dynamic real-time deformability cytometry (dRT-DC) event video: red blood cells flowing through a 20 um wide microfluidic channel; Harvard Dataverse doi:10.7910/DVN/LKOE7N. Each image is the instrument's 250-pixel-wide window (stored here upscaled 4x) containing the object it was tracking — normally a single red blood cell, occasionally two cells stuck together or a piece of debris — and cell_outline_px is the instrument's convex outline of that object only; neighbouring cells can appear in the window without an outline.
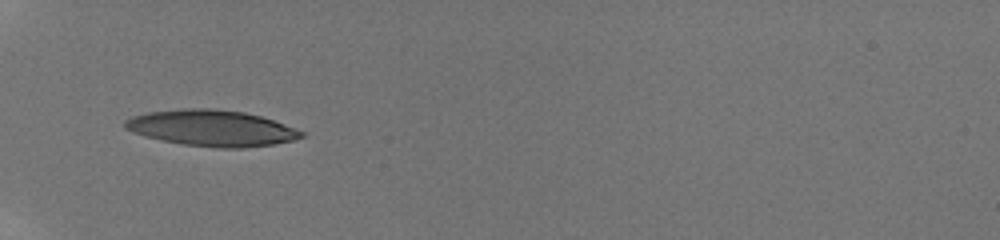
{"species": "human", "species_latin": "Homo sapiens", "temperature_condition": "room temperature", "stored_images_in_passage": 34, "camera_frame_rate_fps": 3000, "um_per_image_px": 0.085, "donor": {"sex": "male"}, "frame": {"image": 1, "passage_image": 1, "time_ms": 0.0, "image_size_px": [1000, 240], "cell_outline_px": [[304, 136], [292, 140], [272, 144], [244, 148], [216, 148], [184, 144], [144, 136], [124, 128], [124, 120], [132, 116], [148, 112], [180, 108], [212, 108], [244, 112], [260, 116], [284, 124], [304, 132]], "centroid_in_image_um": [17.96, 10.88], "position_along_channel_um": 67.0, "area_um2": 36.93}}
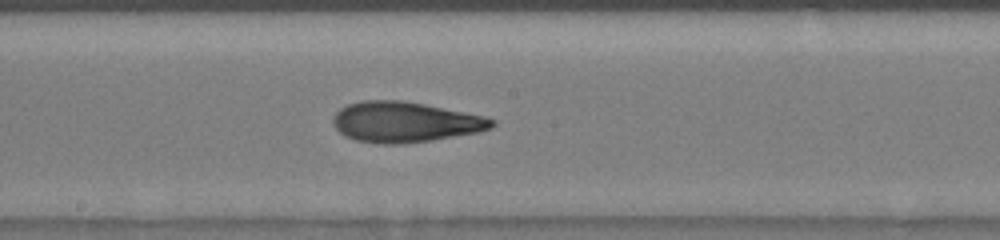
{"frame": {"image": 2, "passage_image": 13, "time_ms": 4.0, "image_size_px": [1000, 240], "cell_outline_px": [[496, 124], [492, 128], [480, 132], [432, 140], [400, 144], [384, 144], [356, 140], [344, 136], [336, 128], [332, 120], [336, 112], [340, 108], [348, 104], [360, 100], [400, 100], [424, 104], [484, 116], [496, 120]], "centroid_in_image_um": [34.43, 10.37], "position_along_channel_um": 213.8, "area_um2": 37.45}}
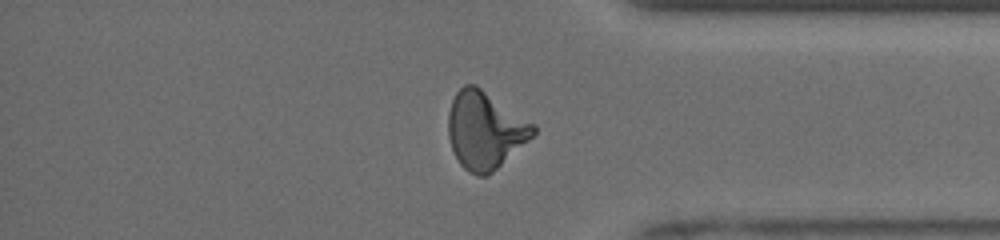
{"frame": {"image": 3, "passage_image": 27, "time_ms": 8.667, "image_size_px": [1000, 240], "cell_outline_px": [[536, 132], [528, 140], [492, 172], [484, 176], [476, 176], [468, 172], [460, 164], [452, 148], [448, 136], [448, 112], [452, 100], [456, 92], [464, 84], [476, 84], [536, 124]], "centroid_in_image_um": [41.22, 11.04], "position_along_channel_um": 394.0, "area_um2": 38.26}, "authors_computed_cell_mechanics": {"area_um2": 36.4718, "velocity_mm_per_s": 3.986, "shape_relaxation_time_tau1_ms": 4.1826, "shape_relaxation_time_tau2_ms": 2.0253, "deformation_change_tau1": 0.1954, "deformation_change_tau2": 0.1126}}